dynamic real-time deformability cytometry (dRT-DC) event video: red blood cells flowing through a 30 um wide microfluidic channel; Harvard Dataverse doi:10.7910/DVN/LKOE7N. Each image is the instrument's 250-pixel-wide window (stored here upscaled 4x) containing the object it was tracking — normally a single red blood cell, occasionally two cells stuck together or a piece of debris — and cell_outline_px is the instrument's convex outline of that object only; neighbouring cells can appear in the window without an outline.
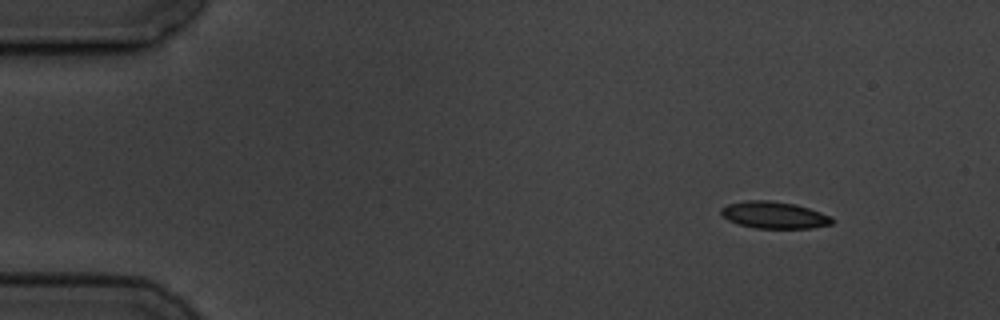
{"species": "common noctule bat (a hibernating species)", "species_latin": "Nyctalus noctula", "temperature_condition": "cold", "stored_images_in_passage": 4, "camera_frame_rate_fps": 3000, "um_per_image_px": 0.085, "animal": {"sex": "male", "body_mass_g": 19.5, "forearm_length_mm": 54.6}, "frame": {"image": 1, "passage_image": 1, "time_ms": 0.0, "image_size_px": [1000, 320], "cell_outline_px": [[832, 224], [812, 228], [756, 228], [740, 224], [728, 220], [720, 212], [720, 208], [728, 204], [748, 200], [768, 200], [796, 204], [832, 216]], "centroid_in_image_um": [65.81, 18.27], "position_along_channel_um": 19.2, "area_um2": 17.28}}
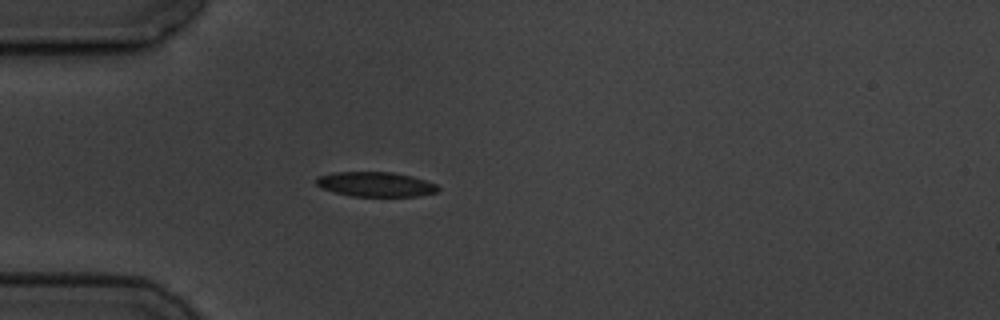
{"frame": {"image": 2, "passage_image": 4, "time_ms": 3.333, "image_size_px": [1000, 320], "cell_outline_px": [[440, 188], [436, 192], [416, 196], [352, 196], [336, 192], [324, 188], [316, 184], [316, 176], [332, 172], [392, 172], [412, 176], [436, 184]], "centroid_in_image_um": [31.92, 15.65], "position_along_channel_um": 53.1, "area_um2": 17.4}}